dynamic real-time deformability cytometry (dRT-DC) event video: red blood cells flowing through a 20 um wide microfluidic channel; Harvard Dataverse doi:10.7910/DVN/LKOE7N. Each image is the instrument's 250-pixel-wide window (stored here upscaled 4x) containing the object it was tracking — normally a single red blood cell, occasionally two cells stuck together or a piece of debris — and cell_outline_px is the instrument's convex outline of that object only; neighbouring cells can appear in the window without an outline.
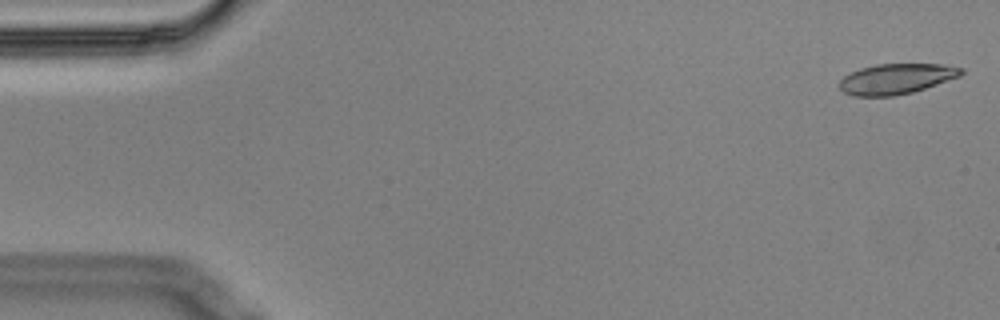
{"species": "Egyptian fruit bat (a non-hibernating species)", "species_latin": "Rousettus aegyptiacus", "temperature_condition": "cold", "stored_images_in_passage": 6, "camera_frame_rate_fps": 3000, "um_per_image_px": 0.085, "animal": {"sex": "male"}, "frame": {"image": 1, "passage_image": 1, "time_ms": 0.0, "image_size_px": [1000, 320], "cell_outline_px": [[964, 72], [960, 76], [912, 92], [892, 96], [852, 96], [844, 92], [840, 88], [840, 80], [844, 76], [860, 68], [876, 64], [944, 64], [964, 68]], "centroid_in_image_um": [76.19, 6.69], "position_along_channel_um": 8.8, "area_um2": 21.44}}